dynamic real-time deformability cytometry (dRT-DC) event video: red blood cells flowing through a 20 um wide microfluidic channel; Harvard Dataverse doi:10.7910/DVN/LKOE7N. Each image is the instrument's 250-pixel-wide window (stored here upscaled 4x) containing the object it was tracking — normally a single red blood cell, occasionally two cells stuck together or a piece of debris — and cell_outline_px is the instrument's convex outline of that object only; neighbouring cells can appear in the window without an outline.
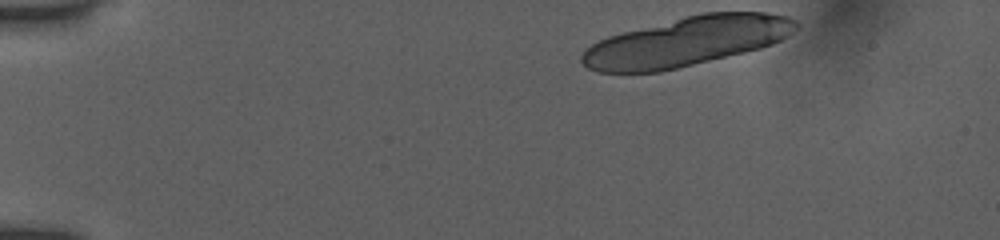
{"species": "human", "species_latin": "Homo sapiens", "temperature_condition": "room temperature", "stored_images_in_passage": 15, "camera_frame_rate_fps": 3000, "um_per_image_px": 0.085, "donor": {"sex": "female"}, "frame": {"image": 1, "passage_image": 1, "time_ms": 0.0, "image_size_px": [1000, 240], "cell_outline_px": [[800, 24], [788, 36], [772, 44], [760, 48], [744, 52], [660, 72], [600, 72], [588, 68], [580, 60], [580, 56], [584, 48], [608, 36], [704, 12], [768, 12], [788, 16], [796, 20]], "centroid_in_image_um": [58.38, 3.52], "position_along_channel_um": 26.6, "area_um2": 60.92}}
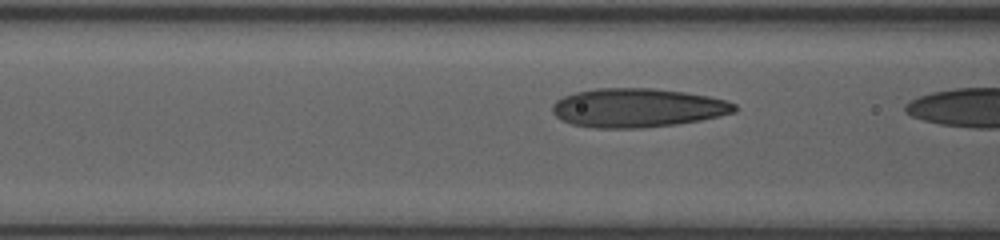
{"frame": {"image": 2, "passage_image": 14, "time_ms": 4.333, "image_size_px": [1000, 240], "cell_outline_px": [[736, 112], [700, 120], [676, 124], [640, 128], [592, 128], [572, 124], [560, 120], [552, 112], [552, 104], [556, 100], [564, 96], [576, 92], [596, 88], [652, 88], [684, 92], [708, 96], [724, 100], [736, 104]], "centroid_in_image_um": [54.14, 9.17], "position_along_channel_um": 112.5, "area_um2": 41.33}}